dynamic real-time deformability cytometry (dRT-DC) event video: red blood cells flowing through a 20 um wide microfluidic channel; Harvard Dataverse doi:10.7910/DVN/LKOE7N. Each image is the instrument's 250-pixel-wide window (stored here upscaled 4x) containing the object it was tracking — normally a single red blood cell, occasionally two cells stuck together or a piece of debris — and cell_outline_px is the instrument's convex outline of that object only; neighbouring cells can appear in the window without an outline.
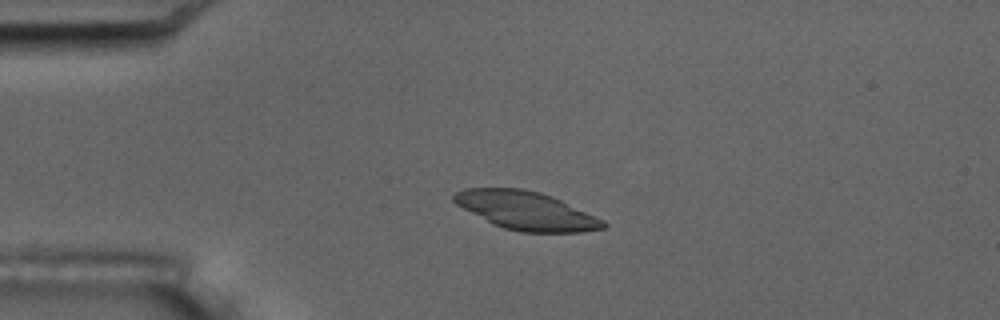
{"species": "common noctule bat (a hibernating species)", "species_latin": "Nyctalus noctula", "temperature_condition": "room temperature", "stored_images_in_passage": 4, "camera_frame_rate_fps": 3000, "um_per_image_px": 0.085, "animal": {"sex": "male", "body_mass_g": 17.5, "forearm_length_mm": 52.3}, "frame": {"image": 1, "passage_image": 3, "time_ms": 3.333, "image_size_px": [1000, 320], "cell_outline_px": [[608, 224], [604, 228], [580, 232], [520, 232], [504, 228], [492, 224], [456, 204], [452, 200], [452, 196], [456, 192], [464, 188], [524, 188], [540, 192], [552, 196], [604, 220]], "centroid_in_image_um": [44.71, 17.9], "position_along_channel_um": 40.3, "area_um2": 33.23}}